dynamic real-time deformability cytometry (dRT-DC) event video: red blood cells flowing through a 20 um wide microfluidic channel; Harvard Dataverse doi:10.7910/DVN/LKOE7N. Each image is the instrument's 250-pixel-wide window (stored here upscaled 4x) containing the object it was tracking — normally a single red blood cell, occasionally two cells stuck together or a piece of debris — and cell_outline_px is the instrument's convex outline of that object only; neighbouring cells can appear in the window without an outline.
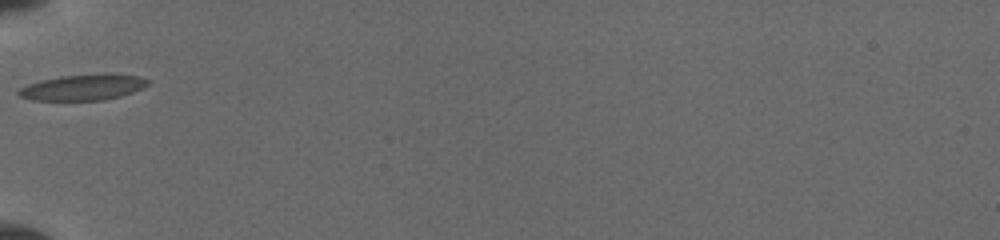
{"species": "common noctule bat (a hibernating species)", "species_latin": "Nyctalus noctula", "temperature_condition": "cold", "stored_images_in_passage": 8, "camera_frame_rate_fps": 3000, "um_per_image_px": 0.085, "animal": {"sex": "female", "body_mass_g": 19.5, "forearm_length_mm": 54.1}, "frame": {"image": 1, "passage_image": 1, "time_ms": 0.0, "image_size_px": [1000, 240], "cell_outline_px": [[152, 80], [148, 84], [132, 92], [120, 96], [104, 100], [32, 100], [20, 96], [16, 92], [20, 88], [28, 84], [40, 80], [64, 76], [104, 72], [140, 76]], "centroid_in_image_um": [7.09, 7.4], "position_along_channel_um": 77.9, "area_um2": 19.65}}
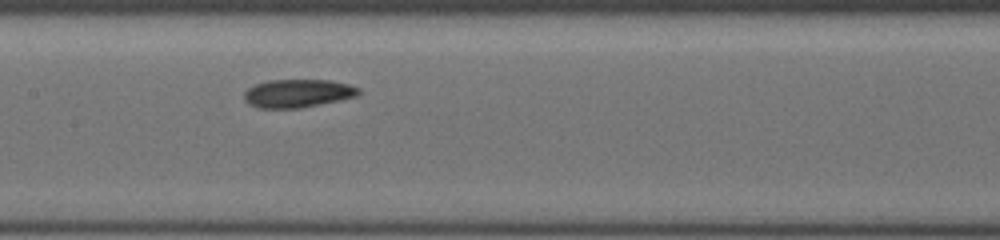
{"frame": {"image": 2, "passage_image": 5, "time_ms": 2.667, "image_size_px": [1000, 240], "cell_outline_px": [[360, 92], [356, 96], [320, 104], [300, 108], [260, 108], [248, 104], [244, 100], [244, 92], [248, 88], [256, 84], [268, 80], [332, 80], [348, 84], [360, 88]], "centroid_in_image_um": [25.29, 7.93], "position_along_channel_um": 182.1, "area_um2": 18.79}}
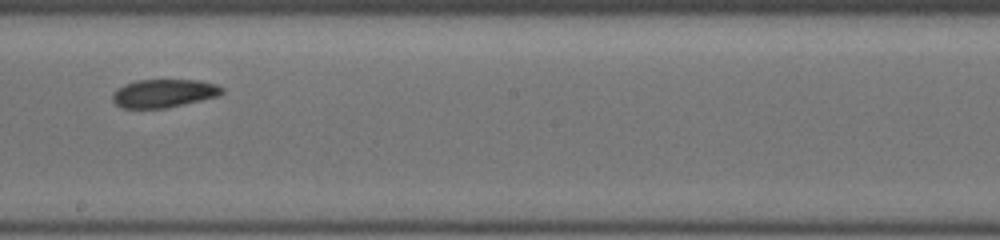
{"frame": {"image": 3, "passage_image": 7, "time_ms": 4.0, "image_size_px": [1000, 240], "cell_outline_px": [[224, 92], [216, 96], [200, 100], [164, 108], [120, 108], [112, 100], [112, 92], [116, 88], [124, 84], [136, 80], [200, 80], [216, 84], [224, 88]], "centroid_in_image_um": [13.87, 7.92], "position_along_channel_um": 234.3, "area_um2": 18.03}}